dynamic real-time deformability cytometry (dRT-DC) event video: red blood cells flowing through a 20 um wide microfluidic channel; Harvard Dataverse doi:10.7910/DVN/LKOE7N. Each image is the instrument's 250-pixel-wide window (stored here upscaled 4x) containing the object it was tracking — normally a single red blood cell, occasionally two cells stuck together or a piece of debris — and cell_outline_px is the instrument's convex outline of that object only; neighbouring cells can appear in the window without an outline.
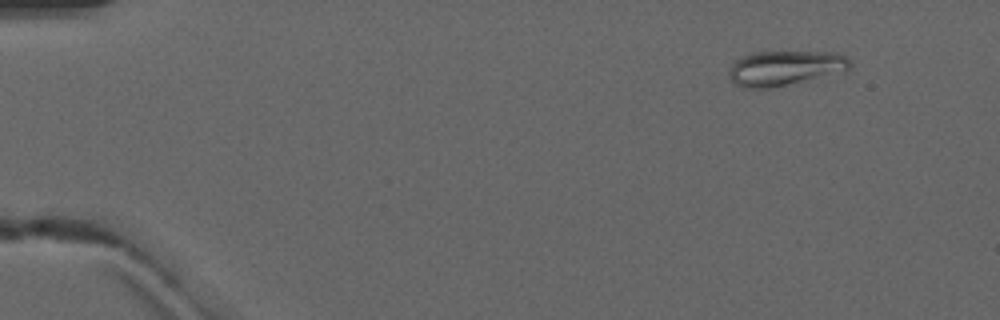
{"species": "common noctule bat (a hibernating species)", "species_latin": "Nyctalus noctula", "temperature_condition": "warm", "stored_images_in_passage": 5, "camera_frame_rate_fps": 3000, "um_per_image_px": 0.085, "animal": {"sex": "male", "forearm_length_mm": 52.5}, "frame": {"image": 1, "passage_image": 2, "time_ms": 1.333, "image_size_px": [1000, 320], "cell_outline_px": [[852, 64], [848, 68], [768, 88], [744, 88], [736, 84], [728, 76], [728, 72], [732, 64], [736, 60], [752, 52], [832, 52], [844, 56]], "centroid_in_image_um": [66.59, 5.76], "position_along_channel_um": 18.4, "area_um2": 23.41}}